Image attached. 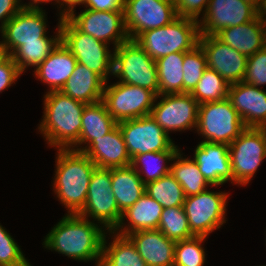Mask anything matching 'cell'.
Instances as JSON below:
<instances>
[{
  "label": "cell",
  "mask_w": 266,
  "mask_h": 266,
  "mask_svg": "<svg viewBox=\"0 0 266 266\" xmlns=\"http://www.w3.org/2000/svg\"><path fill=\"white\" fill-rule=\"evenodd\" d=\"M198 21L178 16L170 24L144 31L135 41L153 59L176 52H188L198 45Z\"/></svg>",
  "instance_id": "4"
},
{
  "label": "cell",
  "mask_w": 266,
  "mask_h": 266,
  "mask_svg": "<svg viewBox=\"0 0 266 266\" xmlns=\"http://www.w3.org/2000/svg\"><path fill=\"white\" fill-rule=\"evenodd\" d=\"M243 82L256 87L266 84V46L248 56Z\"/></svg>",
  "instance_id": "40"
},
{
  "label": "cell",
  "mask_w": 266,
  "mask_h": 266,
  "mask_svg": "<svg viewBox=\"0 0 266 266\" xmlns=\"http://www.w3.org/2000/svg\"><path fill=\"white\" fill-rule=\"evenodd\" d=\"M113 75L119 82L152 91L159 95L156 60L135 41L128 39L113 52Z\"/></svg>",
  "instance_id": "5"
},
{
  "label": "cell",
  "mask_w": 266,
  "mask_h": 266,
  "mask_svg": "<svg viewBox=\"0 0 266 266\" xmlns=\"http://www.w3.org/2000/svg\"><path fill=\"white\" fill-rule=\"evenodd\" d=\"M184 52L171 53L156 60L159 95L183 93Z\"/></svg>",
  "instance_id": "29"
},
{
  "label": "cell",
  "mask_w": 266,
  "mask_h": 266,
  "mask_svg": "<svg viewBox=\"0 0 266 266\" xmlns=\"http://www.w3.org/2000/svg\"><path fill=\"white\" fill-rule=\"evenodd\" d=\"M215 36L238 52L248 56L265 47L262 20H254L220 30Z\"/></svg>",
  "instance_id": "24"
},
{
  "label": "cell",
  "mask_w": 266,
  "mask_h": 266,
  "mask_svg": "<svg viewBox=\"0 0 266 266\" xmlns=\"http://www.w3.org/2000/svg\"><path fill=\"white\" fill-rule=\"evenodd\" d=\"M22 9L19 0H0V31L5 24Z\"/></svg>",
  "instance_id": "43"
},
{
  "label": "cell",
  "mask_w": 266,
  "mask_h": 266,
  "mask_svg": "<svg viewBox=\"0 0 266 266\" xmlns=\"http://www.w3.org/2000/svg\"><path fill=\"white\" fill-rule=\"evenodd\" d=\"M103 228L79 214H66L47 234V249L79 261L99 260L106 237Z\"/></svg>",
  "instance_id": "1"
},
{
  "label": "cell",
  "mask_w": 266,
  "mask_h": 266,
  "mask_svg": "<svg viewBox=\"0 0 266 266\" xmlns=\"http://www.w3.org/2000/svg\"><path fill=\"white\" fill-rule=\"evenodd\" d=\"M111 182V192L121 213L133 206L145 194V184L131 165L111 168Z\"/></svg>",
  "instance_id": "27"
},
{
  "label": "cell",
  "mask_w": 266,
  "mask_h": 266,
  "mask_svg": "<svg viewBox=\"0 0 266 266\" xmlns=\"http://www.w3.org/2000/svg\"><path fill=\"white\" fill-rule=\"evenodd\" d=\"M228 82L215 70L207 67L200 81L190 93L200 104L221 101L228 98Z\"/></svg>",
  "instance_id": "34"
},
{
  "label": "cell",
  "mask_w": 266,
  "mask_h": 266,
  "mask_svg": "<svg viewBox=\"0 0 266 266\" xmlns=\"http://www.w3.org/2000/svg\"><path fill=\"white\" fill-rule=\"evenodd\" d=\"M21 75L17 64L9 56L0 63V92L11 86Z\"/></svg>",
  "instance_id": "42"
},
{
  "label": "cell",
  "mask_w": 266,
  "mask_h": 266,
  "mask_svg": "<svg viewBox=\"0 0 266 266\" xmlns=\"http://www.w3.org/2000/svg\"><path fill=\"white\" fill-rule=\"evenodd\" d=\"M255 18L256 8L243 0H209L202 20L198 21L199 32L215 35L224 28L241 25Z\"/></svg>",
  "instance_id": "18"
},
{
  "label": "cell",
  "mask_w": 266,
  "mask_h": 266,
  "mask_svg": "<svg viewBox=\"0 0 266 266\" xmlns=\"http://www.w3.org/2000/svg\"><path fill=\"white\" fill-rule=\"evenodd\" d=\"M194 154L193 160L210 185L219 186L232 181L228 144L202 141L197 145Z\"/></svg>",
  "instance_id": "20"
},
{
  "label": "cell",
  "mask_w": 266,
  "mask_h": 266,
  "mask_svg": "<svg viewBox=\"0 0 266 266\" xmlns=\"http://www.w3.org/2000/svg\"><path fill=\"white\" fill-rule=\"evenodd\" d=\"M261 20H262L264 39H265V45H266V18H262Z\"/></svg>",
  "instance_id": "49"
},
{
  "label": "cell",
  "mask_w": 266,
  "mask_h": 266,
  "mask_svg": "<svg viewBox=\"0 0 266 266\" xmlns=\"http://www.w3.org/2000/svg\"><path fill=\"white\" fill-rule=\"evenodd\" d=\"M178 151V147L174 145L169 151L150 152L136 155L131 158L130 165L139 173L142 182L146 185L170 173L171 166H166V163H168V161L170 162V160H174ZM160 162H162V164ZM139 163L140 165L142 164L140 167L142 168V172L145 170L143 173L138 171ZM140 173L145 174L146 178H143Z\"/></svg>",
  "instance_id": "31"
},
{
  "label": "cell",
  "mask_w": 266,
  "mask_h": 266,
  "mask_svg": "<svg viewBox=\"0 0 266 266\" xmlns=\"http://www.w3.org/2000/svg\"><path fill=\"white\" fill-rule=\"evenodd\" d=\"M177 16L199 21L201 11L206 12L209 0H174ZM205 7V10H203Z\"/></svg>",
  "instance_id": "41"
},
{
  "label": "cell",
  "mask_w": 266,
  "mask_h": 266,
  "mask_svg": "<svg viewBox=\"0 0 266 266\" xmlns=\"http://www.w3.org/2000/svg\"><path fill=\"white\" fill-rule=\"evenodd\" d=\"M147 266H173L176 241L159 229L141 230L127 236Z\"/></svg>",
  "instance_id": "22"
},
{
  "label": "cell",
  "mask_w": 266,
  "mask_h": 266,
  "mask_svg": "<svg viewBox=\"0 0 266 266\" xmlns=\"http://www.w3.org/2000/svg\"><path fill=\"white\" fill-rule=\"evenodd\" d=\"M117 125L118 122L108 113L102 100L93 104H86L82 112L79 141L73 147L77 148L83 143L88 146L94 139L102 138Z\"/></svg>",
  "instance_id": "28"
},
{
  "label": "cell",
  "mask_w": 266,
  "mask_h": 266,
  "mask_svg": "<svg viewBox=\"0 0 266 266\" xmlns=\"http://www.w3.org/2000/svg\"><path fill=\"white\" fill-rule=\"evenodd\" d=\"M97 266H110L102 257L97 261Z\"/></svg>",
  "instance_id": "50"
},
{
  "label": "cell",
  "mask_w": 266,
  "mask_h": 266,
  "mask_svg": "<svg viewBox=\"0 0 266 266\" xmlns=\"http://www.w3.org/2000/svg\"><path fill=\"white\" fill-rule=\"evenodd\" d=\"M180 153L179 150L174 157V160L177 161L170 165V174L182 186L186 197L197 195L206 190L210 184L199 171L196 162L189 158H183Z\"/></svg>",
  "instance_id": "30"
},
{
  "label": "cell",
  "mask_w": 266,
  "mask_h": 266,
  "mask_svg": "<svg viewBox=\"0 0 266 266\" xmlns=\"http://www.w3.org/2000/svg\"><path fill=\"white\" fill-rule=\"evenodd\" d=\"M9 56L10 55L3 41H0V63L5 61Z\"/></svg>",
  "instance_id": "48"
},
{
  "label": "cell",
  "mask_w": 266,
  "mask_h": 266,
  "mask_svg": "<svg viewBox=\"0 0 266 266\" xmlns=\"http://www.w3.org/2000/svg\"><path fill=\"white\" fill-rule=\"evenodd\" d=\"M205 238L207 237L194 236L189 239L176 241L173 266H203L205 251L201 243Z\"/></svg>",
  "instance_id": "38"
},
{
  "label": "cell",
  "mask_w": 266,
  "mask_h": 266,
  "mask_svg": "<svg viewBox=\"0 0 266 266\" xmlns=\"http://www.w3.org/2000/svg\"><path fill=\"white\" fill-rule=\"evenodd\" d=\"M61 42L83 64L105 82L113 74V54L107 43L79 31L65 16L60 17Z\"/></svg>",
  "instance_id": "6"
},
{
  "label": "cell",
  "mask_w": 266,
  "mask_h": 266,
  "mask_svg": "<svg viewBox=\"0 0 266 266\" xmlns=\"http://www.w3.org/2000/svg\"><path fill=\"white\" fill-rule=\"evenodd\" d=\"M113 235V242L107 247L106 238L103 242L102 258L110 266H147L146 262L137 252L135 245L126 237L110 231Z\"/></svg>",
  "instance_id": "32"
},
{
  "label": "cell",
  "mask_w": 266,
  "mask_h": 266,
  "mask_svg": "<svg viewBox=\"0 0 266 266\" xmlns=\"http://www.w3.org/2000/svg\"><path fill=\"white\" fill-rule=\"evenodd\" d=\"M232 182L249 183L266 158V128L247 127L230 145Z\"/></svg>",
  "instance_id": "8"
},
{
  "label": "cell",
  "mask_w": 266,
  "mask_h": 266,
  "mask_svg": "<svg viewBox=\"0 0 266 266\" xmlns=\"http://www.w3.org/2000/svg\"><path fill=\"white\" fill-rule=\"evenodd\" d=\"M145 193L163 208L183 206L186 198L182 186L170 173L146 184Z\"/></svg>",
  "instance_id": "33"
},
{
  "label": "cell",
  "mask_w": 266,
  "mask_h": 266,
  "mask_svg": "<svg viewBox=\"0 0 266 266\" xmlns=\"http://www.w3.org/2000/svg\"><path fill=\"white\" fill-rule=\"evenodd\" d=\"M158 229L173 241L194 237L189 228L188 219L183 206L163 208Z\"/></svg>",
  "instance_id": "35"
},
{
  "label": "cell",
  "mask_w": 266,
  "mask_h": 266,
  "mask_svg": "<svg viewBox=\"0 0 266 266\" xmlns=\"http://www.w3.org/2000/svg\"><path fill=\"white\" fill-rule=\"evenodd\" d=\"M87 9L97 11H123L124 0H86Z\"/></svg>",
  "instance_id": "44"
},
{
  "label": "cell",
  "mask_w": 266,
  "mask_h": 266,
  "mask_svg": "<svg viewBox=\"0 0 266 266\" xmlns=\"http://www.w3.org/2000/svg\"><path fill=\"white\" fill-rule=\"evenodd\" d=\"M266 16V0H260L258 6L256 7V17L265 18Z\"/></svg>",
  "instance_id": "46"
},
{
  "label": "cell",
  "mask_w": 266,
  "mask_h": 266,
  "mask_svg": "<svg viewBox=\"0 0 266 266\" xmlns=\"http://www.w3.org/2000/svg\"><path fill=\"white\" fill-rule=\"evenodd\" d=\"M21 0H19V3H20ZM33 2L29 3L28 5L27 4H22L21 7L22 8H33V9H37L39 8V6H37L39 3L41 2H50L52 0H32ZM58 4V0H55Z\"/></svg>",
  "instance_id": "47"
},
{
  "label": "cell",
  "mask_w": 266,
  "mask_h": 266,
  "mask_svg": "<svg viewBox=\"0 0 266 266\" xmlns=\"http://www.w3.org/2000/svg\"><path fill=\"white\" fill-rule=\"evenodd\" d=\"M71 149L85 153L96 167L118 168L131 164V158L118 125L102 138L94 139L88 146Z\"/></svg>",
  "instance_id": "21"
},
{
  "label": "cell",
  "mask_w": 266,
  "mask_h": 266,
  "mask_svg": "<svg viewBox=\"0 0 266 266\" xmlns=\"http://www.w3.org/2000/svg\"><path fill=\"white\" fill-rule=\"evenodd\" d=\"M54 190L68 208V214H79L84 208L90 179L96 165L83 152L58 149Z\"/></svg>",
  "instance_id": "3"
},
{
  "label": "cell",
  "mask_w": 266,
  "mask_h": 266,
  "mask_svg": "<svg viewBox=\"0 0 266 266\" xmlns=\"http://www.w3.org/2000/svg\"><path fill=\"white\" fill-rule=\"evenodd\" d=\"M130 158L169 151L175 144L151 115L118 122Z\"/></svg>",
  "instance_id": "14"
},
{
  "label": "cell",
  "mask_w": 266,
  "mask_h": 266,
  "mask_svg": "<svg viewBox=\"0 0 266 266\" xmlns=\"http://www.w3.org/2000/svg\"><path fill=\"white\" fill-rule=\"evenodd\" d=\"M198 44L203 49L207 67L215 70L229 85L243 81L247 56L220 41L215 35L200 34Z\"/></svg>",
  "instance_id": "17"
},
{
  "label": "cell",
  "mask_w": 266,
  "mask_h": 266,
  "mask_svg": "<svg viewBox=\"0 0 266 266\" xmlns=\"http://www.w3.org/2000/svg\"><path fill=\"white\" fill-rule=\"evenodd\" d=\"M228 99L246 127L266 128V92L243 81L229 86Z\"/></svg>",
  "instance_id": "19"
},
{
  "label": "cell",
  "mask_w": 266,
  "mask_h": 266,
  "mask_svg": "<svg viewBox=\"0 0 266 266\" xmlns=\"http://www.w3.org/2000/svg\"><path fill=\"white\" fill-rule=\"evenodd\" d=\"M158 96L162 99L153 105L150 115L167 134L197 127L199 103L190 93Z\"/></svg>",
  "instance_id": "16"
},
{
  "label": "cell",
  "mask_w": 266,
  "mask_h": 266,
  "mask_svg": "<svg viewBox=\"0 0 266 266\" xmlns=\"http://www.w3.org/2000/svg\"><path fill=\"white\" fill-rule=\"evenodd\" d=\"M227 194L204 190L185 198L183 208L194 236L207 237L219 229L225 220Z\"/></svg>",
  "instance_id": "12"
},
{
  "label": "cell",
  "mask_w": 266,
  "mask_h": 266,
  "mask_svg": "<svg viewBox=\"0 0 266 266\" xmlns=\"http://www.w3.org/2000/svg\"><path fill=\"white\" fill-rule=\"evenodd\" d=\"M74 12H69L65 17L82 33L107 44L112 40L115 48L129 39L123 11H97L86 8L77 16Z\"/></svg>",
  "instance_id": "15"
},
{
  "label": "cell",
  "mask_w": 266,
  "mask_h": 266,
  "mask_svg": "<svg viewBox=\"0 0 266 266\" xmlns=\"http://www.w3.org/2000/svg\"><path fill=\"white\" fill-rule=\"evenodd\" d=\"M123 14L125 30L131 40L178 17L174 0H124Z\"/></svg>",
  "instance_id": "11"
},
{
  "label": "cell",
  "mask_w": 266,
  "mask_h": 266,
  "mask_svg": "<svg viewBox=\"0 0 266 266\" xmlns=\"http://www.w3.org/2000/svg\"><path fill=\"white\" fill-rule=\"evenodd\" d=\"M45 16L41 8H22L5 24L1 35L9 55L25 42H61L60 22L57 35L48 38Z\"/></svg>",
  "instance_id": "13"
},
{
  "label": "cell",
  "mask_w": 266,
  "mask_h": 266,
  "mask_svg": "<svg viewBox=\"0 0 266 266\" xmlns=\"http://www.w3.org/2000/svg\"><path fill=\"white\" fill-rule=\"evenodd\" d=\"M207 68L206 56L198 44L192 50L184 52L183 93H191Z\"/></svg>",
  "instance_id": "37"
},
{
  "label": "cell",
  "mask_w": 266,
  "mask_h": 266,
  "mask_svg": "<svg viewBox=\"0 0 266 266\" xmlns=\"http://www.w3.org/2000/svg\"><path fill=\"white\" fill-rule=\"evenodd\" d=\"M160 96L152 91L121 82L105 83L102 101L108 113L117 121L148 116Z\"/></svg>",
  "instance_id": "10"
},
{
  "label": "cell",
  "mask_w": 266,
  "mask_h": 266,
  "mask_svg": "<svg viewBox=\"0 0 266 266\" xmlns=\"http://www.w3.org/2000/svg\"><path fill=\"white\" fill-rule=\"evenodd\" d=\"M44 97V115L39 130L49 145L59 149L73 148L79 141L86 103L72 99L61 91H48Z\"/></svg>",
  "instance_id": "2"
},
{
  "label": "cell",
  "mask_w": 266,
  "mask_h": 266,
  "mask_svg": "<svg viewBox=\"0 0 266 266\" xmlns=\"http://www.w3.org/2000/svg\"><path fill=\"white\" fill-rule=\"evenodd\" d=\"M85 2H86V0H61V2H60V0H58V3L60 6L61 5L64 6V3L67 5V7H65L64 11L62 10V12L60 13V17L65 16L66 14H68L71 11H74V7H76L75 5L84 4Z\"/></svg>",
  "instance_id": "45"
},
{
  "label": "cell",
  "mask_w": 266,
  "mask_h": 266,
  "mask_svg": "<svg viewBox=\"0 0 266 266\" xmlns=\"http://www.w3.org/2000/svg\"><path fill=\"white\" fill-rule=\"evenodd\" d=\"M111 168L95 167L92 172L86 202L80 216L97 219L106 230L114 231L121 222L115 196L111 192Z\"/></svg>",
  "instance_id": "9"
},
{
  "label": "cell",
  "mask_w": 266,
  "mask_h": 266,
  "mask_svg": "<svg viewBox=\"0 0 266 266\" xmlns=\"http://www.w3.org/2000/svg\"><path fill=\"white\" fill-rule=\"evenodd\" d=\"M163 207L146 193L125 212L118 227L113 231L122 236H128L137 231L158 229ZM129 220L128 227H123L125 218ZM121 229V230H119ZM117 230V231H116Z\"/></svg>",
  "instance_id": "26"
},
{
  "label": "cell",
  "mask_w": 266,
  "mask_h": 266,
  "mask_svg": "<svg viewBox=\"0 0 266 266\" xmlns=\"http://www.w3.org/2000/svg\"><path fill=\"white\" fill-rule=\"evenodd\" d=\"M76 64L75 56L60 42L34 72L38 79L50 86V92L61 91Z\"/></svg>",
  "instance_id": "23"
},
{
  "label": "cell",
  "mask_w": 266,
  "mask_h": 266,
  "mask_svg": "<svg viewBox=\"0 0 266 266\" xmlns=\"http://www.w3.org/2000/svg\"><path fill=\"white\" fill-rule=\"evenodd\" d=\"M243 1L250 3L252 6L256 8L260 0H243Z\"/></svg>",
  "instance_id": "51"
},
{
  "label": "cell",
  "mask_w": 266,
  "mask_h": 266,
  "mask_svg": "<svg viewBox=\"0 0 266 266\" xmlns=\"http://www.w3.org/2000/svg\"><path fill=\"white\" fill-rule=\"evenodd\" d=\"M105 83L98 74L77 63L61 92L72 99L93 104L102 100Z\"/></svg>",
  "instance_id": "25"
},
{
  "label": "cell",
  "mask_w": 266,
  "mask_h": 266,
  "mask_svg": "<svg viewBox=\"0 0 266 266\" xmlns=\"http://www.w3.org/2000/svg\"><path fill=\"white\" fill-rule=\"evenodd\" d=\"M0 266H31L18 244L0 225Z\"/></svg>",
  "instance_id": "39"
},
{
  "label": "cell",
  "mask_w": 266,
  "mask_h": 266,
  "mask_svg": "<svg viewBox=\"0 0 266 266\" xmlns=\"http://www.w3.org/2000/svg\"><path fill=\"white\" fill-rule=\"evenodd\" d=\"M246 128L228 98L199 105L196 129L205 142L230 145Z\"/></svg>",
  "instance_id": "7"
},
{
  "label": "cell",
  "mask_w": 266,
  "mask_h": 266,
  "mask_svg": "<svg viewBox=\"0 0 266 266\" xmlns=\"http://www.w3.org/2000/svg\"><path fill=\"white\" fill-rule=\"evenodd\" d=\"M59 43L60 42H25L10 56L22 73L29 66H36L37 68Z\"/></svg>",
  "instance_id": "36"
}]
</instances>
